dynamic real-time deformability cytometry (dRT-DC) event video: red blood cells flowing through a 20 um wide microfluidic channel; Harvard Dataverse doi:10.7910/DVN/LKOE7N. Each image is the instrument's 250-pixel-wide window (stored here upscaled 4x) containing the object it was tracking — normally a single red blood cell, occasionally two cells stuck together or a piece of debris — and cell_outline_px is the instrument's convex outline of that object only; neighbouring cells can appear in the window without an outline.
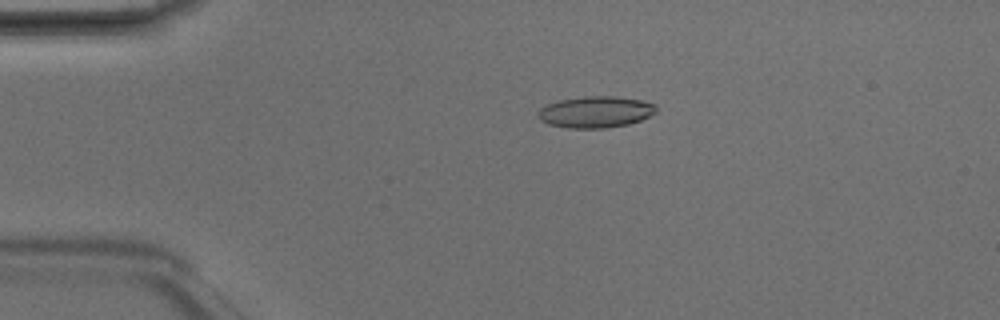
{"species": "Egyptian fruit bat (a non-hibernating species)", "species_latin": "Rousettus aegyptiacus", "temperature_condition": "room temperature", "stored_images_in_passage": 4, "camera_frame_rate_fps": 3000, "um_per_image_px": 0.085, "animal": {"sex": "male"}, "frame": {"image": 1, "passage_image": 2, "time_ms": 0.333, "image_size_px": [1000, 320], "cell_outline_px": [[656, 112], [640, 120], [628, 124], [604, 128], [568, 128], [548, 124], [540, 120], [536, 116], [536, 112], [540, 108], [556, 100], [584, 96], [616, 96], [640, 100], [656, 104]], "centroid_in_image_um": [50.57, 9.51], "position_along_channel_um": 34.4, "area_um2": 21.79}}
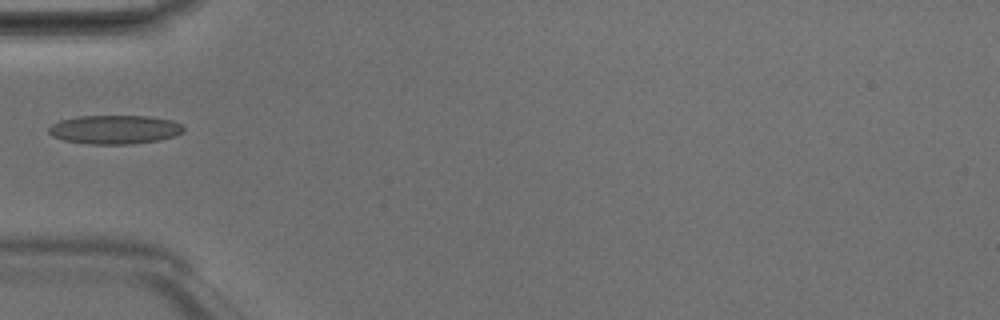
{"frame": {"image": 2, "passage_image": 4, "time_ms": 1.0, "image_size_px": [1000, 320], "cell_outline_px": [[184, 132], [176, 136], [156, 140], [128, 144], [88, 144], [64, 140], [52, 136], [48, 132], [48, 128], [52, 124], [60, 120], [80, 116], [148, 116], [172, 120], [180, 124], [184, 128]], "centroid_in_image_um": [9.74, 11.01], "position_along_channel_um": 75.3, "area_um2": 22.6}}